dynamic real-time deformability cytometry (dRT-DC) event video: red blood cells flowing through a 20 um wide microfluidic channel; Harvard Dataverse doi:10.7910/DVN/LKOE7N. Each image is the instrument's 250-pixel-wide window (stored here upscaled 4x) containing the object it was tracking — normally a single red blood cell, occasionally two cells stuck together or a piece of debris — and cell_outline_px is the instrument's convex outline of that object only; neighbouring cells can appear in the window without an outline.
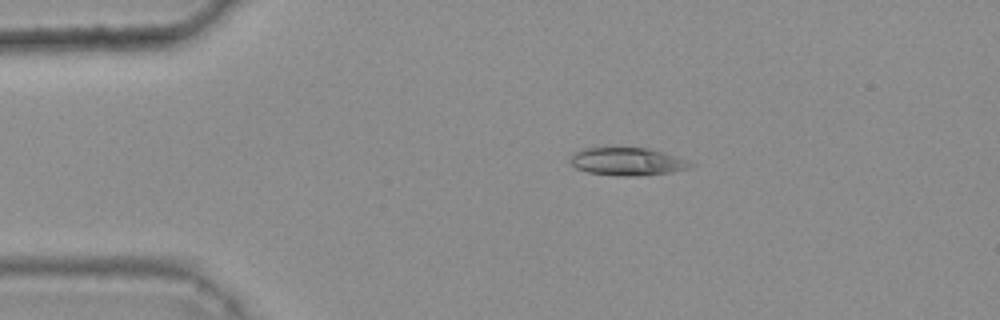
{"species": "common noctule bat (a hibernating species)", "species_latin": "Nyctalus noctula", "temperature_condition": "warm", "stored_images_in_passage": 48, "camera_frame_rate_fps": 3000, "um_per_image_px": 0.085, "animal": {"sex": "female", "body_mass_g": 25.1}, "frame": {"image": 1, "passage_image": 11, "time_ms": 3.333, "image_size_px": [1000, 320], "cell_outline_px": [[696, 164], [688, 168], [672, 172], [632, 176], [616, 176], [588, 172], [576, 168], [568, 160], [576, 152], [584, 148], [648, 148], [664, 152]], "centroid_in_image_um": [53.31, 13.74], "position_along_channel_um": 31.7, "area_um2": 19.31}}
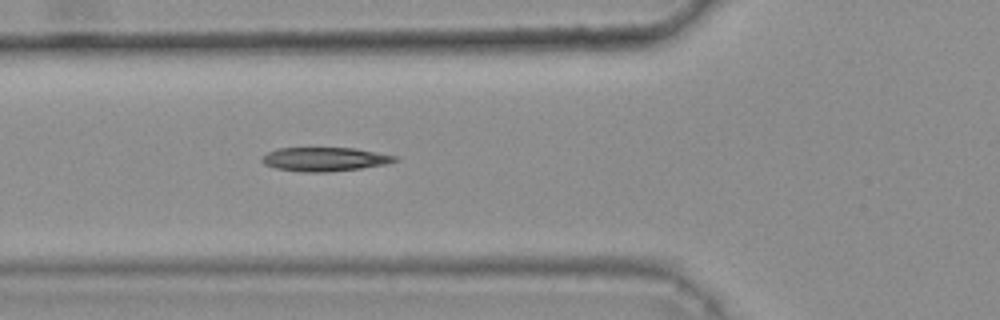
{"frame": {"image": 2, "passage_image": 20, "time_ms": 6.333, "image_size_px": [1000, 320], "cell_outline_px": [[400, 160], [384, 164], [360, 168], [328, 172], [308, 172], [276, 168], [264, 164], [260, 160], [268, 152], [276, 148], [356, 148], [396, 156]], "centroid_in_image_um": [27.6, 13.52], "position_along_channel_um": 98.2, "area_um2": 18.32}}
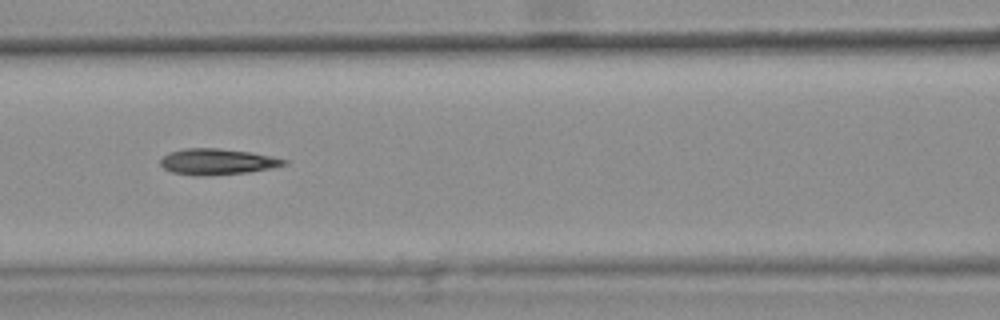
{"frame": {"image": 3, "passage_image": 24, "time_ms": 7.667, "image_size_px": [1000, 320], "cell_outline_px": [[288, 164], [272, 168], [248, 172], [208, 176], [192, 176], [172, 172], [164, 168], [160, 164], [160, 160], [168, 152], [184, 148], [216, 148], [252, 152], [272, 156], [288, 160]], "centroid_in_image_um": [18.47, 13.75], "position_along_channel_um": 148.1, "area_um2": 18.96}, "authors_computed_cell_mechanics": {"area_um2": 18.6983, "velocity_mm_per_s": 3.7253, "shape_relaxation_time_tau1_ms": 10.6328, "shape_relaxation_time_tau2_ms": 4.156, "deformation_change_tau1": 0.2424, "deformation_change_tau2": 0.1262}}